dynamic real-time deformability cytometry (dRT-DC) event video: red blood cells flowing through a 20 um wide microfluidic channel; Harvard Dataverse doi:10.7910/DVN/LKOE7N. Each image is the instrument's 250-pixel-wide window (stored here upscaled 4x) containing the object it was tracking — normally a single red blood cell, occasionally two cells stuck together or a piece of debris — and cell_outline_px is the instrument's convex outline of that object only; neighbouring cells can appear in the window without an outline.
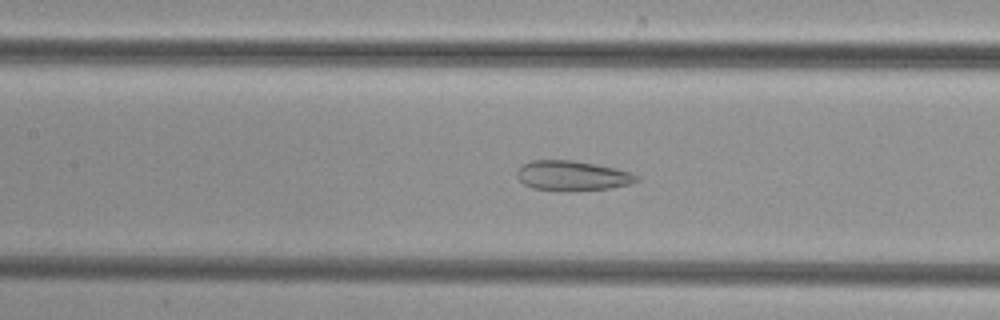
{"species": "common noctule bat (a hibernating species)", "species_latin": "Nyctalus noctula", "temperature_condition": "cold", "stored_images_in_passage": 40, "camera_frame_rate_fps": 3000, "um_per_image_px": 0.085, "animal": {"sex": "female", "body_mass_g": 29.2, "forearm_length_mm": 56.3}, "frame": {"image": 1, "passage_image": 23, "time_ms": 7.333, "image_size_px": [1000, 320], "cell_outline_px": [[640, 180], [628, 184], [608, 188], [532, 188], [524, 184], [516, 176], [516, 172], [524, 164], [532, 160], [572, 160], [596, 164], [616, 168], [632, 172], [640, 176]], "centroid_in_image_um": [48.68, 14.88], "position_along_channel_um": 158.7, "area_um2": 19.94}}
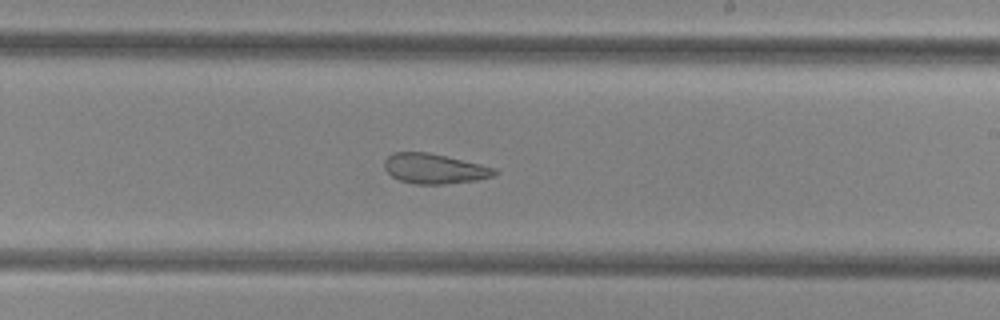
{"frame": {"image": 2, "passage_image": 30, "time_ms": 9.667, "image_size_px": [1000, 320], "cell_outline_px": [[500, 172], [492, 176], [476, 180], [444, 184], [412, 184], [400, 180], [392, 176], [384, 168], [384, 160], [392, 152], [428, 152], [496, 168]], "centroid_in_image_um": [36.9, 14.34], "position_along_channel_um": 252.1, "area_um2": 19.19}}
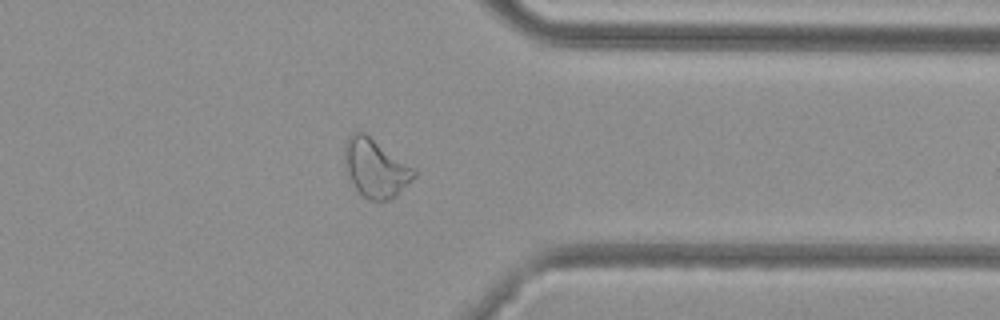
{"frame": {"image": 3, "passage_image": 40, "time_ms": 13.0, "image_size_px": [1000, 320], "cell_outline_px": [[416, 176], [412, 180], [388, 200], [368, 200], [356, 188], [344, 168], [344, 144], [348, 136], [352, 132], [364, 132], [416, 168]], "centroid_in_image_um": [31.9, 14.25], "position_along_channel_um": 379.5, "area_um2": 23.52}}